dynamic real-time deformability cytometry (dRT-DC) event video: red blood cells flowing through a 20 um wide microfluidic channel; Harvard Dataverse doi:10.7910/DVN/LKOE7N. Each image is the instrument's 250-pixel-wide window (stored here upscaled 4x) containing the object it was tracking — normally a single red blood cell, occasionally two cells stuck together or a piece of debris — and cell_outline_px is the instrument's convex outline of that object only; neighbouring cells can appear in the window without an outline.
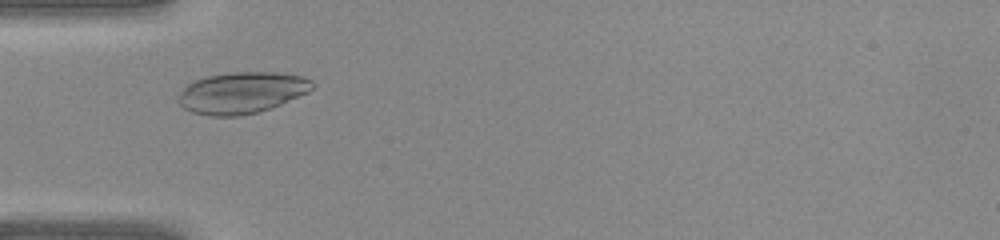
{"species": "common noctule bat (a hibernating species)", "species_latin": "Nyctalus noctula", "temperature_condition": "warm", "stored_images_in_passage": 34, "camera_frame_rate_fps": 3000, "um_per_image_px": 0.085, "animal": {"sex": "female", "body_mass_g": 22.0, "forearm_length_mm": 56.7}, "frame": {"image": 1, "passage_image": 7, "time_ms": 2.0, "image_size_px": [1000, 240], "cell_outline_px": [[316, 84], [308, 92], [280, 104], [256, 112], [240, 116], [212, 116], [192, 112], [184, 108], [176, 100], [176, 96], [188, 84], [196, 80], [208, 76], [236, 72], [272, 72], [304, 76], [312, 80]], "centroid_in_image_um": [20.54, 7.88], "position_along_channel_um": 64.5, "area_um2": 32.14}}
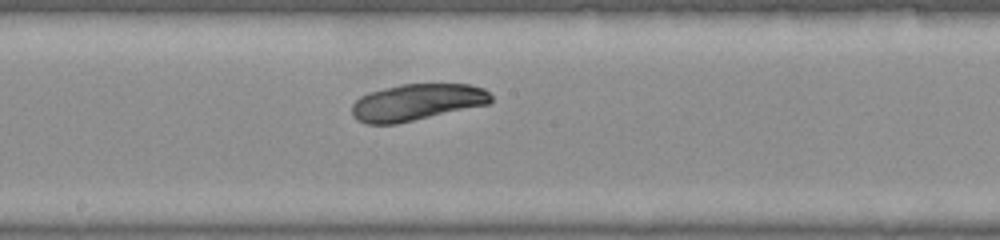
{"frame": {"image": 2, "passage_image": 16, "time_ms": 5.0, "image_size_px": [1000, 240], "cell_outline_px": [[492, 100], [488, 104], [396, 124], [368, 124], [356, 120], [352, 116], [352, 104], [360, 96], [368, 92], [400, 84], [468, 84], [484, 88], [492, 96]], "centroid_in_image_um": [35.4, 8.69], "position_along_channel_um": 212.8, "area_um2": 29.71}}
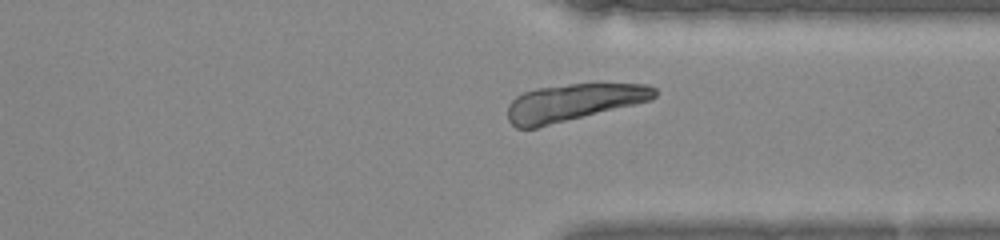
{"frame": {"image": 3, "passage_image": 25, "time_ms": 8.0, "image_size_px": [1000, 240], "cell_outline_px": [[656, 96], [652, 100], [636, 104], [536, 128], [516, 128], [508, 120], [508, 104], [516, 96], [524, 92], [536, 88], [568, 84], [648, 84], [656, 88]], "centroid_in_image_um": [48.73, 8.7], "position_along_channel_um": 362.7, "area_um2": 31.67}}